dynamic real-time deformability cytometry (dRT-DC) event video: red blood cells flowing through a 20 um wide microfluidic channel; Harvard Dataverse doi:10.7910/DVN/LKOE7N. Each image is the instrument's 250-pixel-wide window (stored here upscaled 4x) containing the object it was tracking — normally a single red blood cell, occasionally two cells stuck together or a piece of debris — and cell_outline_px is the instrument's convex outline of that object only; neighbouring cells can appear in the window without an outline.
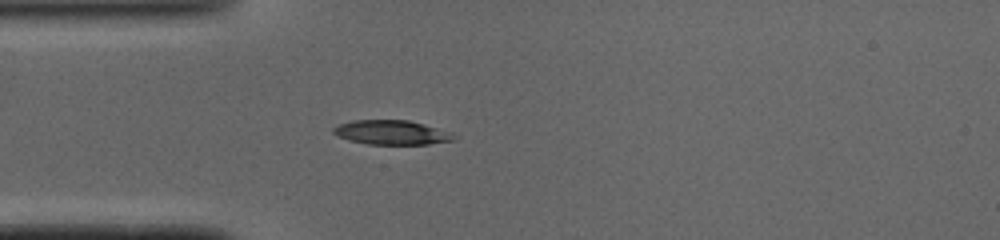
{"species": "common noctule bat (a hibernating species)", "species_latin": "Nyctalus noctula", "temperature_condition": "cold", "stored_images_in_passage": 46, "camera_frame_rate_fps": 3000, "um_per_image_px": 0.085, "animal": {"sex": "male", "body_mass_g": 19.0, "forearm_length_mm": 50.8}, "frame": {"image": 1, "passage_image": 11, "time_ms": 3.333, "image_size_px": [1000, 240], "cell_outline_px": [[452, 140], [428, 144], [368, 144], [348, 140], [336, 136], [332, 132], [332, 128], [340, 124], [352, 120], [408, 120], [424, 124], [452, 132]], "centroid_in_image_um": [33.22, 11.25], "position_along_channel_um": 51.8, "area_um2": 16.99}}
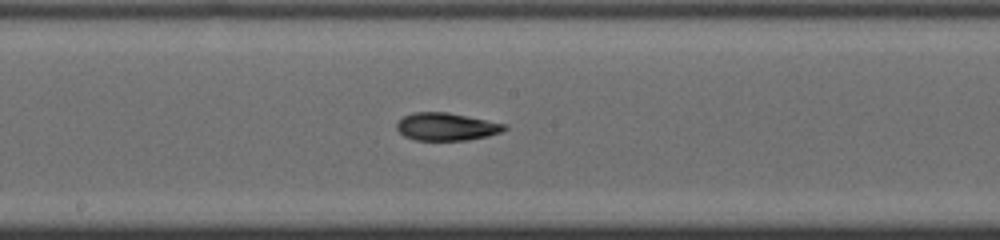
{"frame": {"image": 2, "passage_image": 23, "time_ms": 7.333, "image_size_px": [1000, 240], "cell_outline_px": [[508, 128], [500, 132], [488, 136], [468, 140], [416, 140], [404, 136], [396, 128], [396, 124], [404, 116], [412, 112], [448, 112], [508, 124]], "centroid_in_image_um": [37.97, 10.76], "position_along_channel_um": 210.2, "area_um2": 17.46}}
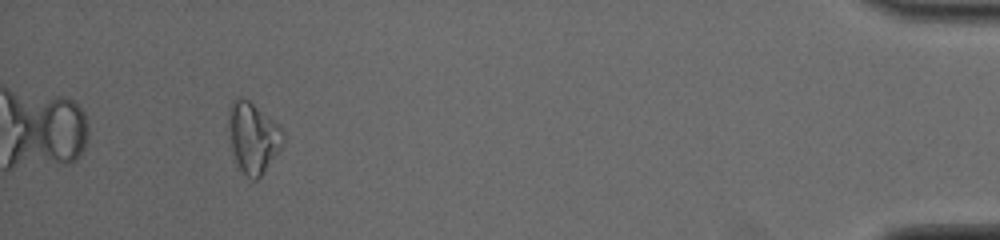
{"frame": {"image": 3, "passage_image": 43, "time_ms": 14.0, "image_size_px": [1000, 240], "cell_outline_px": [[284, 144], [260, 176], [256, 180], [252, 180], [240, 168], [236, 160], [232, 148], [228, 128], [228, 108], [232, 100], [236, 96], [248, 100], [272, 120], [284, 132]], "centroid_in_image_um": [21.49, 11.66], "position_along_channel_um": 413.7, "area_um2": 22.02}, "authors_computed_cell_mechanics": {"area_um2": 17.5134, "velocity_mm_per_s": 4.1066, "shape_relaxation_time_tau1_ms": 5.0586, "shape_relaxation_time_tau2_ms": 3.5235, "deformation_change_tau1": 0.1602, "deformation_change_tau2": 0.1008}}